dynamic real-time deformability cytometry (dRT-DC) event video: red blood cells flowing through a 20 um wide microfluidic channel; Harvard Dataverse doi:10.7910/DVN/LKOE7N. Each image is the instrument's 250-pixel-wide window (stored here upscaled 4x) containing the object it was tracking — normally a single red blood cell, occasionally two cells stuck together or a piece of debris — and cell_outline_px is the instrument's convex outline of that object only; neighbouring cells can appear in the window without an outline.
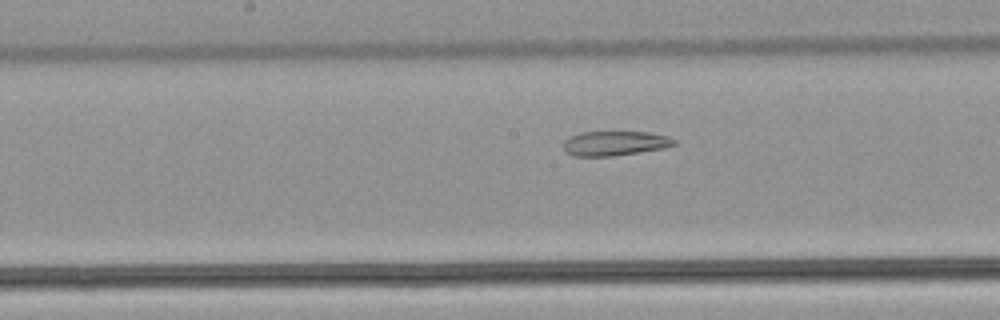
{"species": "common noctule bat (a hibernating species)", "species_latin": "Nyctalus noctula", "temperature_condition": "warm", "stored_images_in_passage": 42, "segment_of_instrument_passage": [2, 2], "camera_frame_rate_fps": 3000, "um_per_image_px": 0.085, "animal": {"sex": "male", "body_mass_g": 21.5, "forearm_length_mm": 52.0}, "frame": {"image": 1, "passage_image": 17, "time_ms": 5.333, "image_size_px": [1000, 320], "cell_outline_px": [[676, 144], [664, 148], [612, 156], [572, 156], [564, 152], [564, 140], [580, 132], [648, 132], [668, 136], [676, 140]], "centroid_in_image_um": [52.25, 12.18], "position_along_channel_um": 196.0, "area_um2": 15.84}}
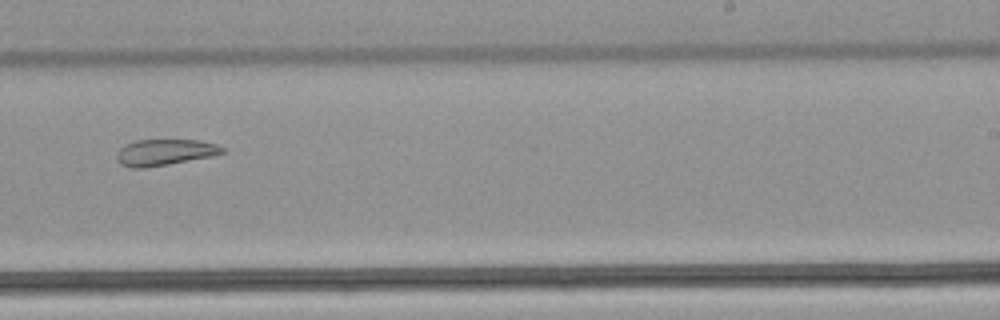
{"frame": {"image": 2, "passage_image": 23, "time_ms": 7.333, "image_size_px": [1000, 320], "cell_outline_px": [[228, 152], [212, 156], [168, 164], [144, 168], [132, 168], [120, 164], [116, 160], [116, 156], [120, 148], [124, 144], [136, 140], [196, 140], [216, 144], [224, 148]], "centroid_in_image_um": [13.99, 12.95], "position_along_channel_um": 275.0, "area_um2": 16.18}}
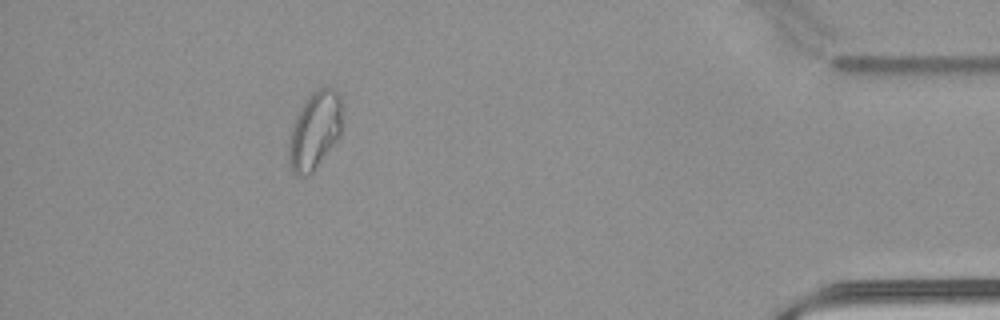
{"frame": {"image": 3, "passage_image": 37, "time_ms": 12.0, "image_size_px": [1000, 320], "cell_outline_px": [[344, 104], [340, 136], [312, 172], [308, 176], [296, 176], [292, 172], [288, 160], [288, 148], [292, 128], [296, 116], [304, 100], [316, 88], [332, 88], [336, 92]], "centroid_in_image_um": [26.76, 11.08], "position_along_channel_um": 408.4, "area_um2": 24.39}}